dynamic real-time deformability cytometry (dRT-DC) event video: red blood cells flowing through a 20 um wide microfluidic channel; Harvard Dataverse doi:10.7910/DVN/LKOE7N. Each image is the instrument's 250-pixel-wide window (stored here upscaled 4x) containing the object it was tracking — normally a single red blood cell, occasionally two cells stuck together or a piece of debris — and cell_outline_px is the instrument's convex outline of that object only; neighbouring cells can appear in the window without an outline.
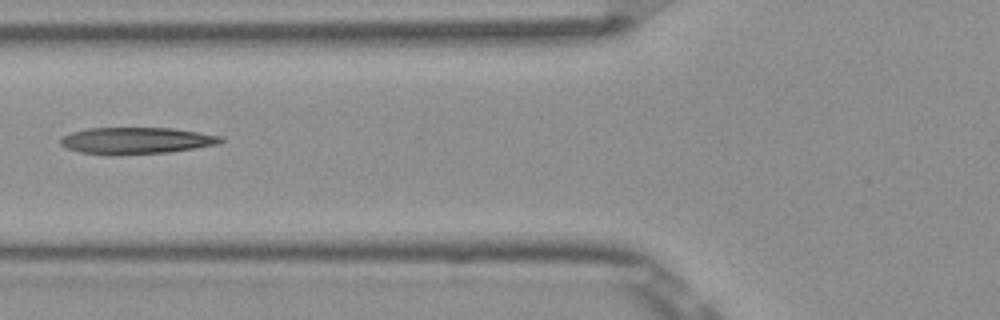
{"species": "Egyptian fruit bat (a non-hibernating species)", "species_latin": "Rousettus aegyptiacus", "temperature_condition": "room temperature", "stored_images_in_passage": 6, "camera_frame_rate_fps": 3000, "um_per_image_px": 0.085, "frame": {"image": 1, "passage_image": 5, "time_ms": 1.333, "image_size_px": [1000, 320], "cell_outline_px": [[224, 140], [216, 144], [196, 148], [168, 152], [116, 156], [112, 156], [80, 152], [68, 148], [60, 144], [60, 140], [64, 136], [72, 132], [88, 128], [172, 128], [224, 136]], "centroid_in_image_um": [11.59, 11.96], "position_along_channel_um": 114.2, "area_um2": 25.03}}
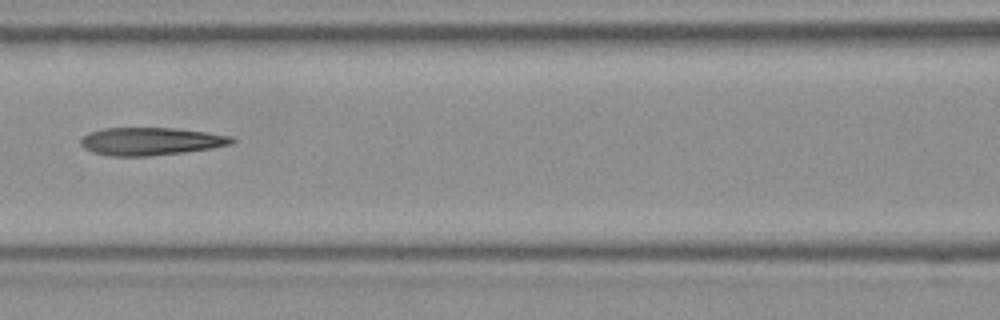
{"frame": {"image": 2, "passage_image": 6, "time_ms": 1.667, "image_size_px": [1000, 320], "cell_outline_px": [[236, 140], [232, 144], [212, 148], [184, 152], [152, 156], [108, 156], [92, 152], [84, 148], [80, 144], [80, 140], [88, 132], [104, 128], [176, 128], [232, 136]], "centroid_in_image_um": [12.8, 12.02], "position_along_channel_um": 153.8, "area_um2": 24.57}}